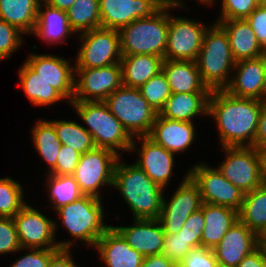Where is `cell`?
<instances>
[{
  "mask_svg": "<svg viewBox=\"0 0 266 267\" xmlns=\"http://www.w3.org/2000/svg\"><path fill=\"white\" fill-rule=\"evenodd\" d=\"M263 101L233 96L224 89L212 90L208 116L218 128L221 147H252Z\"/></svg>",
  "mask_w": 266,
  "mask_h": 267,
  "instance_id": "6da1fadb",
  "label": "cell"
},
{
  "mask_svg": "<svg viewBox=\"0 0 266 267\" xmlns=\"http://www.w3.org/2000/svg\"><path fill=\"white\" fill-rule=\"evenodd\" d=\"M119 157L113 178L118 190L133 214L132 219H158L165 189L155 183L137 164H126ZM123 161V162H122Z\"/></svg>",
  "mask_w": 266,
  "mask_h": 267,
  "instance_id": "7a4b0ae2",
  "label": "cell"
},
{
  "mask_svg": "<svg viewBox=\"0 0 266 267\" xmlns=\"http://www.w3.org/2000/svg\"><path fill=\"white\" fill-rule=\"evenodd\" d=\"M102 199L84 195L78 200L56 210L63 229L70 234L71 240H60L59 249H73L75 241L81 245L96 246L100 237L112 226L104 220L107 212L103 208ZM105 216V217H104ZM65 227V228H64ZM83 243V244H82Z\"/></svg>",
  "mask_w": 266,
  "mask_h": 267,
  "instance_id": "3957f363",
  "label": "cell"
},
{
  "mask_svg": "<svg viewBox=\"0 0 266 267\" xmlns=\"http://www.w3.org/2000/svg\"><path fill=\"white\" fill-rule=\"evenodd\" d=\"M211 24L195 62L202 82L211 90H220L229 84L236 61L225 30L216 22Z\"/></svg>",
  "mask_w": 266,
  "mask_h": 267,
  "instance_id": "277c9868",
  "label": "cell"
},
{
  "mask_svg": "<svg viewBox=\"0 0 266 267\" xmlns=\"http://www.w3.org/2000/svg\"><path fill=\"white\" fill-rule=\"evenodd\" d=\"M70 105L84 123L82 126H87L84 128L92 135L97 148L112 150L118 156L130 152L133 138L103 101H72Z\"/></svg>",
  "mask_w": 266,
  "mask_h": 267,
  "instance_id": "5b68a950",
  "label": "cell"
},
{
  "mask_svg": "<svg viewBox=\"0 0 266 267\" xmlns=\"http://www.w3.org/2000/svg\"><path fill=\"white\" fill-rule=\"evenodd\" d=\"M169 29V9L160 8L150 17L139 18L119 30L122 56L165 57Z\"/></svg>",
  "mask_w": 266,
  "mask_h": 267,
  "instance_id": "8992f818",
  "label": "cell"
},
{
  "mask_svg": "<svg viewBox=\"0 0 266 267\" xmlns=\"http://www.w3.org/2000/svg\"><path fill=\"white\" fill-rule=\"evenodd\" d=\"M103 102L132 138L149 135L158 113L143 98L139 88L122 85Z\"/></svg>",
  "mask_w": 266,
  "mask_h": 267,
  "instance_id": "52a82bcc",
  "label": "cell"
},
{
  "mask_svg": "<svg viewBox=\"0 0 266 267\" xmlns=\"http://www.w3.org/2000/svg\"><path fill=\"white\" fill-rule=\"evenodd\" d=\"M225 159L218 165L223 176L242 192L264 183L263 155L255 147H221Z\"/></svg>",
  "mask_w": 266,
  "mask_h": 267,
  "instance_id": "ba28073f",
  "label": "cell"
},
{
  "mask_svg": "<svg viewBox=\"0 0 266 267\" xmlns=\"http://www.w3.org/2000/svg\"><path fill=\"white\" fill-rule=\"evenodd\" d=\"M80 47L76 53L75 69L100 68L120 64V35L118 30L95 28L77 35Z\"/></svg>",
  "mask_w": 266,
  "mask_h": 267,
  "instance_id": "9c48e42d",
  "label": "cell"
},
{
  "mask_svg": "<svg viewBox=\"0 0 266 267\" xmlns=\"http://www.w3.org/2000/svg\"><path fill=\"white\" fill-rule=\"evenodd\" d=\"M120 156L105 148L81 154L73 176L84 195L102 199V190L113 187L114 170Z\"/></svg>",
  "mask_w": 266,
  "mask_h": 267,
  "instance_id": "30bf717a",
  "label": "cell"
},
{
  "mask_svg": "<svg viewBox=\"0 0 266 267\" xmlns=\"http://www.w3.org/2000/svg\"><path fill=\"white\" fill-rule=\"evenodd\" d=\"M188 175L199 186L203 203L240 211L244 192L228 181L217 167L209 166L201 161L188 170Z\"/></svg>",
  "mask_w": 266,
  "mask_h": 267,
  "instance_id": "8fae6325",
  "label": "cell"
},
{
  "mask_svg": "<svg viewBox=\"0 0 266 267\" xmlns=\"http://www.w3.org/2000/svg\"><path fill=\"white\" fill-rule=\"evenodd\" d=\"M169 9V29L164 60L195 61L210 25L194 18L172 16Z\"/></svg>",
  "mask_w": 266,
  "mask_h": 267,
  "instance_id": "7c38bea8",
  "label": "cell"
},
{
  "mask_svg": "<svg viewBox=\"0 0 266 267\" xmlns=\"http://www.w3.org/2000/svg\"><path fill=\"white\" fill-rule=\"evenodd\" d=\"M179 183L171 199L163 197L161 214L158 217L165 234H176L188 217L202 206L199 186L188 175Z\"/></svg>",
  "mask_w": 266,
  "mask_h": 267,
  "instance_id": "4fadbf2b",
  "label": "cell"
},
{
  "mask_svg": "<svg viewBox=\"0 0 266 267\" xmlns=\"http://www.w3.org/2000/svg\"><path fill=\"white\" fill-rule=\"evenodd\" d=\"M21 248L59 249L56 233L58 222L46 217L38 209L26 203L13 217Z\"/></svg>",
  "mask_w": 266,
  "mask_h": 267,
  "instance_id": "5bb4252c",
  "label": "cell"
},
{
  "mask_svg": "<svg viewBox=\"0 0 266 267\" xmlns=\"http://www.w3.org/2000/svg\"><path fill=\"white\" fill-rule=\"evenodd\" d=\"M122 86L121 64L75 69L73 101L102 102Z\"/></svg>",
  "mask_w": 266,
  "mask_h": 267,
  "instance_id": "9a60e30c",
  "label": "cell"
},
{
  "mask_svg": "<svg viewBox=\"0 0 266 267\" xmlns=\"http://www.w3.org/2000/svg\"><path fill=\"white\" fill-rule=\"evenodd\" d=\"M138 141L140 143V148L137 147V144H139ZM133 151L138 155L134 163L155 183L166 189L174 174L172 172L174 171L173 167H175V154L169 152L161 145L156 144L148 136L133 138L130 153Z\"/></svg>",
  "mask_w": 266,
  "mask_h": 267,
  "instance_id": "2e32d148",
  "label": "cell"
},
{
  "mask_svg": "<svg viewBox=\"0 0 266 267\" xmlns=\"http://www.w3.org/2000/svg\"><path fill=\"white\" fill-rule=\"evenodd\" d=\"M25 62L71 103L75 89V64L62 56L29 53Z\"/></svg>",
  "mask_w": 266,
  "mask_h": 267,
  "instance_id": "e0dca14e",
  "label": "cell"
},
{
  "mask_svg": "<svg viewBox=\"0 0 266 267\" xmlns=\"http://www.w3.org/2000/svg\"><path fill=\"white\" fill-rule=\"evenodd\" d=\"M234 75V76H233ZM229 94L240 98L266 100L265 54L255 59L236 61L231 80L224 88Z\"/></svg>",
  "mask_w": 266,
  "mask_h": 267,
  "instance_id": "ac0fdd59",
  "label": "cell"
},
{
  "mask_svg": "<svg viewBox=\"0 0 266 267\" xmlns=\"http://www.w3.org/2000/svg\"><path fill=\"white\" fill-rule=\"evenodd\" d=\"M101 27L120 30L139 18L156 13L154 0H99Z\"/></svg>",
  "mask_w": 266,
  "mask_h": 267,
  "instance_id": "d6986e66",
  "label": "cell"
},
{
  "mask_svg": "<svg viewBox=\"0 0 266 267\" xmlns=\"http://www.w3.org/2000/svg\"><path fill=\"white\" fill-rule=\"evenodd\" d=\"M257 247L258 236L237 220L213 251L218 263L226 267H237Z\"/></svg>",
  "mask_w": 266,
  "mask_h": 267,
  "instance_id": "ffe728a7",
  "label": "cell"
},
{
  "mask_svg": "<svg viewBox=\"0 0 266 267\" xmlns=\"http://www.w3.org/2000/svg\"><path fill=\"white\" fill-rule=\"evenodd\" d=\"M129 226H113L144 257L162 254L165 233L158 219H133Z\"/></svg>",
  "mask_w": 266,
  "mask_h": 267,
  "instance_id": "44dd1931",
  "label": "cell"
},
{
  "mask_svg": "<svg viewBox=\"0 0 266 267\" xmlns=\"http://www.w3.org/2000/svg\"><path fill=\"white\" fill-rule=\"evenodd\" d=\"M194 126V122L171 120L157 114L148 137L169 152L179 154L193 145L198 134Z\"/></svg>",
  "mask_w": 266,
  "mask_h": 267,
  "instance_id": "7402d4cb",
  "label": "cell"
},
{
  "mask_svg": "<svg viewBox=\"0 0 266 267\" xmlns=\"http://www.w3.org/2000/svg\"><path fill=\"white\" fill-rule=\"evenodd\" d=\"M94 249L104 267H141L144 258L113 225L100 237Z\"/></svg>",
  "mask_w": 266,
  "mask_h": 267,
  "instance_id": "603a6c76",
  "label": "cell"
},
{
  "mask_svg": "<svg viewBox=\"0 0 266 267\" xmlns=\"http://www.w3.org/2000/svg\"><path fill=\"white\" fill-rule=\"evenodd\" d=\"M47 45L66 44L76 32L71 28L67 12L53 7L43 0L39 3L36 25L32 33Z\"/></svg>",
  "mask_w": 266,
  "mask_h": 267,
  "instance_id": "cb8c5ba5",
  "label": "cell"
},
{
  "mask_svg": "<svg viewBox=\"0 0 266 267\" xmlns=\"http://www.w3.org/2000/svg\"><path fill=\"white\" fill-rule=\"evenodd\" d=\"M215 22L227 33L231 53L235 61L255 59L266 53L258 43L247 19L215 20Z\"/></svg>",
  "mask_w": 266,
  "mask_h": 267,
  "instance_id": "d4e9b609",
  "label": "cell"
},
{
  "mask_svg": "<svg viewBox=\"0 0 266 267\" xmlns=\"http://www.w3.org/2000/svg\"><path fill=\"white\" fill-rule=\"evenodd\" d=\"M210 94L211 92L172 93L159 115L184 122H193L201 115L209 117Z\"/></svg>",
  "mask_w": 266,
  "mask_h": 267,
  "instance_id": "484cf974",
  "label": "cell"
},
{
  "mask_svg": "<svg viewBox=\"0 0 266 267\" xmlns=\"http://www.w3.org/2000/svg\"><path fill=\"white\" fill-rule=\"evenodd\" d=\"M162 71L172 93L212 92L202 82L195 61L163 60Z\"/></svg>",
  "mask_w": 266,
  "mask_h": 267,
  "instance_id": "4316f807",
  "label": "cell"
},
{
  "mask_svg": "<svg viewBox=\"0 0 266 267\" xmlns=\"http://www.w3.org/2000/svg\"><path fill=\"white\" fill-rule=\"evenodd\" d=\"M205 217L204 229L201 237V246L213 249L224 235L239 220L238 211L220 205L203 203Z\"/></svg>",
  "mask_w": 266,
  "mask_h": 267,
  "instance_id": "83f0119b",
  "label": "cell"
},
{
  "mask_svg": "<svg viewBox=\"0 0 266 267\" xmlns=\"http://www.w3.org/2000/svg\"><path fill=\"white\" fill-rule=\"evenodd\" d=\"M163 58L155 55L122 56V85L140 88L153 76L162 71Z\"/></svg>",
  "mask_w": 266,
  "mask_h": 267,
  "instance_id": "f1b7e54d",
  "label": "cell"
},
{
  "mask_svg": "<svg viewBox=\"0 0 266 267\" xmlns=\"http://www.w3.org/2000/svg\"><path fill=\"white\" fill-rule=\"evenodd\" d=\"M17 74L24 94L33 106L47 107L66 99L40 77L25 61Z\"/></svg>",
  "mask_w": 266,
  "mask_h": 267,
  "instance_id": "f546056e",
  "label": "cell"
},
{
  "mask_svg": "<svg viewBox=\"0 0 266 267\" xmlns=\"http://www.w3.org/2000/svg\"><path fill=\"white\" fill-rule=\"evenodd\" d=\"M41 0H0V19L24 35L33 33Z\"/></svg>",
  "mask_w": 266,
  "mask_h": 267,
  "instance_id": "4dcf8cb0",
  "label": "cell"
},
{
  "mask_svg": "<svg viewBox=\"0 0 266 267\" xmlns=\"http://www.w3.org/2000/svg\"><path fill=\"white\" fill-rule=\"evenodd\" d=\"M30 133L34 149L37 150L41 160L47 164L48 173L46 174H50L55 169L56 157L62 145L54 125L48 119L38 118Z\"/></svg>",
  "mask_w": 266,
  "mask_h": 267,
  "instance_id": "1f68e13d",
  "label": "cell"
},
{
  "mask_svg": "<svg viewBox=\"0 0 266 267\" xmlns=\"http://www.w3.org/2000/svg\"><path fill=\"white\" fill-rule=\"evenodd\" d=\"M239 220L257 236L266 227V184L245 193Z\"/></svg>",
  "mask_w": 266,
  "mask_h": 267,
  "instance_id": "d6a6232c",
  "label": "cell"
},
{
  "mask_svg": "<svg viewBox=\"0 0 266 267\" xmlns=\"http://www.w3.org/2000/svg\"><path fill=\"white\" fill-rule=\"evenodd\" d=\"M45 178L46 191L54 211L84 196L73 175L47 174Z\"/></svg>",
  "mask_w": 266,
  "mask_h": 267,
  "instance_id": "836d02e7",
  "label": "cell"
},
{
  "mask_svg": "<svg viewBox=\"0 0 266 267\" xmlns=\"http://www.w3.org/2000/svg\"><path fill=\"white\" fill-rule=\"evenodd\" d=\"M56 130L61 144L67 145L80 154H84L96 148L92 135L77 123V120H49Z\"/></svg>",
  "mask_w": 266,
  "mask_h": 267,
  "instance_id": "e575fe53",
  "label": "cell"
},
{
  "mask_svg": "<svg viewBox=\"0 0 266 267\" xmlns=\"http://www.w3.org/2000/svg\"><path fill=\"white\" fill-rule=\"evenodd\" d=\"M67 17L76 35L101 27L99 0H75Z\"/></svg>",
  "mask_w": 266,
  "mask_h": 267,
  "instance_id": "d590c367",
  "label": "cell"
},
{
  "mask_svg": "<svg viewBox=\"0 0 266 267\" xmlns=\"http://www.w3.org/2000/svg\"><path fill=\"white\" fill-rule=\"evenodd\" d=\"M23 189L12 177L0 178V217L13 218L25 206Z\"/></svg>",
  "mask_w": 266,
  "mask_h": 267,
  "instance_id": "8d00e7d4",
  "label": "cell"
},
{
  "mask_svg": "<svg viewBox=\"0 0 266 267\" xmlns=\"http://www.w3.org/2000/svg\"><path fill=\"white\" fill-rule=\"evenodd\" d=\"M143 98L159 114L172 92L163 71L153 76L139 88Z\"/></svg>",
  "mask_w": 266,
  "mask_h": 267,
  "instance_id": "74e56055",
  "label": "cell"
},
{
  "mask_svg": "<svg viewBox=\"0 0 266 267\" xmlns=\"http://www.w3.org/2000/svg\"><path fill=\"white\" fill-rule=\"evenodd\" d=\"M24 34L15 26L0 19V61L10 59L25 42Z\"/></svg>",
  "mask_w": 266,
  "mask_h": 267,
  "instance_id": "f35d334b",
  "label": "cell"
},
{
  "mask_svg": "<svg viewBox=\"0 0 266 267\" xmlns=\"http://www.w3.org/2000/svg\"><path fill=\"white\" fill-rule=\"evenodd\" d=\"M221 11L216 20L246 19L257 7V0H220Z\"/></svg>",
  "mask_w": 266,
  "mask_h": 267,
  "instance_id": "ab89813d",
  "label": "cell"
},
{
  "mask_svg": "<svg viewBox=\"0 0 266 267\" xmlns=\"http://www.w3.org/2000/svg\"><path fill=\"white\" fill-rule=\"evenodd\" d=\"M21 251L25 249L20 246L14 219L0 217V255L16 254Z\"/></svg>",
  "mask_w": 266,
  "mask_h": 267,
  "instance_id": "60d3db41",
  "label": "cell"
},
{
  "mask_svg": "<svg viewBox=\"0 0 266 267\" xmlns=\"http://www.w3.org/2000/svg\"><path fill=\"white\" fill-rule=\"evenodd\" d=\"M194 247L180 233L165 234L164 249L162 254L167 256L173 263H179Z\"/></svg>",
  "mask_w": 266,
  "mask_h": 267,
  "instance_id": "b9f144b4",
  "label": "cell"
},
{
  "mask_svg": "<svg viewBox=\"0 0 266 267\" xmlns=\"http://www.w3.org/2000/svg\"><path fill=\"white\" fill-rule=\"evenodd\" d=\"M203 203L199 210L193 212L178 233L182 235L193 247L201 246V237L204 229Z\"/></svg>",
  "mask_w": 266,
  "mask_h": 267,
  "instance_id": "7bdbcfd3",
  "label": "cell"
},
{
  "mask_svg": "<svg viewBox=\"0 0 266 267\" xmlns=\"http://www.w3.org/2000/svg\"><path fill=\"white\" fill-rule=\"evenodd\" d=\"M27 252L15 261L9 267H47L50 258L59 249H25Z\"/></svg>",
  "mask_w": 266,
  "mask_h": 267,
  "instance_id": "ee69618b",
  "label": "cell"
},
{
  "mask_svg": "<svg viewBox=\"0 0 266 267\" xmlns=\"http://www.w3.org/2000/svg\"><path fill=\"white\" fill-rule=\"evenodd\" d=\"M81 154L75 149L62 144L57 155L55 169L50 173L52 175H73Z\"/></svg>",
  "mask_w": 266,
  "mask_h": 267,
  "instance_id": "f6af8a7d",
  "label": "cell"
},
{
  "mask_svg": "<svg viewBox=\"0 0 266 267\" xmlns=\"http://www.w3.org/2000/svg\"><path fill=\"white\" fill-rule=\"evenodd\" d=\"M217 260L213 249L194 247L179 263V267H215Z\"/></svg>",
  "mask_w": 266,
  "mask_h": 267,
  "instance_id": "bcb514c9",
  "label": "cell"
},
{
  "mask_svg": "<svg viewBox=\"0 0 266 267\" xmlns=\"http://www.w3.org/2000/svg\"><path fill=\"white\" fill-rule=\"evenodd\" d=\"M258 43L266 51V6H259L246 18Z\"/></svg>",
  "mask_w": 266,
  "mask_h": 267,
  "instance_id": "7dc6e473",
  "label": "cell"
},
{
  "mask_svg": "<svg viewBox=\"0 0 266 267\" xmlns=\"http://www.w3.org/2000/svg\"><path fill=\"white\" fill-rule=\"evenodd\" d=\"M252 147L261 152L266 151V100L263 101L260 109L257 133Z\"/></svg>",
  "mask_w": 266,
  "mask_h": 267,
  "instance_id": "c3c4849f",
  "label": "cell"
},
{
  "mask_svg": "<svg viewBox=\"0 0 266 267\" xmlns=\"http://www.w3.org/2000/svg\"><path fill=\"white\" fill-rule=\"evenodd\" d=\"M71 254V249H59L50 258L47 267H79Z\"/></svg>",
  "mask_w": 266,
  "mask_h": 267,
  "instance_id": "681fc988",
  "label": "cell"
},
{
  "mask_svg": "<svg viewBox=\"0 0 266 267\" xmlns=\"http://www.w3.org/2000/svg\"><path fill=\"white\" fill-rule=\"evenodd\" d=\"M237 267H266V255L262 247L258 246L237 265Z\"/></svg>",
  "mask_w": 266,
  "mask_h": 267,
  "instance_id": "f907efd6",
  "label": "cell"
},
{
  "mask_svg": "<svg viewBox=\"0 0 266 267\" xmlns=\"http://www.w3.org/2000/svg\"><path fill=\"white\" fill-rule=\"evenodd\" d=\"M175 265L167 256L159 254L144 257L141 267H174Z\"/></svg>",
  "mask_w": 266,
  "mask_h": 267,
  "instance_id": "816d5d0a",
  "label": "cell"
},
{
  "mask_svg": "<svg viewBox=\"0 0 266 267\" xmlns=\"http://www.w3.org/2000/svg\"><path fill=\"white\" fill-rule=\"evenodd\" d=\"M155 3L160 7V8H165V9H179L184 8L186 3H183L185 1L182 0H154Z\"/></svg>",
  "mask_w": 266,
  "mask_h": 267,
  "instance_id": "f5cc1de1",
  "label": "cell"
},
{
  "mask_svg": "<svg viewBox=\"0 0 266 267\" xmlns=\"http://www.w3.org/2000/svg\"><path fill=\"white\" fill-rule=\"evenodd\" d=\"M47 4L66 11L73 5L75 0H43Z\"/></svg>",
  "mask_w": 266,
  "mask_h": 267,
  "instance_id": "db71d44e",
  "label": "cell"
},
{
  "mask_svg": "<svg viewBox=\"0 0 266 267\" xmlns=\"http://www.w3.org/2000/svg\"><path fill=\"white\" fill-rule=\"evenodd\" d=\"M266 245V227L258 235V246L264 247Z\"/></svg>",
  "mask_w": 266,
  "mask_h": 267,
  "instance_id": "11a10c76",
  "label": "cell"
},
{
  "mask_svg": "<svg viewBox=\"0 0 266 267\" xmlns=\"http://www.w3.org/2000/svg\"><path fill=\"white\" fill-rule=\"evenodd\" d=\"M215 1H217V0H197V3L199 2V4L201 3V5L203 4V5H205V7L206 6H213V5H215L216 4V2ZM215 2V3H214Z\"/></svg>",
  "mask_w": 266,
  "mask_h": 267,
  "instance_id": "9f6ffc18",
  "label": "cell"
},
{
  "mask_svg": "<svg viewBox=\"0 0 266 267\" xmlns=\"http://www.w3.org/2000/svg\"><path fill=\"white\" fill-rule=\"evenodd\" d=\"M262 155H263L264 183L266 184V151L262 152Z\"/></svg>",
  "mask_w": 266,
  "mask_h": 267,
  "instance_id": "6f0895ef",
  "label": "cell"
},
{
  "mask_svg": "<svg viewBox=\"0 0 266 267\" xmlns=\"http://www.w3.org/2000/svg\"><path fill=\"white\" fill-rule=\"evenodd\" d=\"M259 6H266V0H257Z\"/></svg>",
  "mask_w": 266,
  "mask_h": 267,
  "instance_id": "680465c9",
  "label": "cell"
},
{
  "mask_svg": "<svg viewBox=\"0 0 266 267\" xmlns=\"http://www.w3.org/2000/svg\"><path fill=\"white\" fill-rule=\"evenodd\" d=\"M215 267H226V266H224L223 264L217 263V264L215 265Z\"/></svg>",
  "mask_w": 266,
  "mask_h": 267,
  "instance_id": "91938a15",
  "label": "cell"
},
{
  "mask_svg": "<svg viewBox=\"0 0 266 267\" xmlns=\"http://www.w3.org/2000/svg\"><path fill=\"white\" fill-rule=\"evenodd\" d=\"M263 250H264L265 255H266V245L263 247Z\"/></svg>",
  "mask_w": 266,
  "mask_h": 267,
  "instance_id": "94428289",
  "label": "cell"
}]
</instances>
